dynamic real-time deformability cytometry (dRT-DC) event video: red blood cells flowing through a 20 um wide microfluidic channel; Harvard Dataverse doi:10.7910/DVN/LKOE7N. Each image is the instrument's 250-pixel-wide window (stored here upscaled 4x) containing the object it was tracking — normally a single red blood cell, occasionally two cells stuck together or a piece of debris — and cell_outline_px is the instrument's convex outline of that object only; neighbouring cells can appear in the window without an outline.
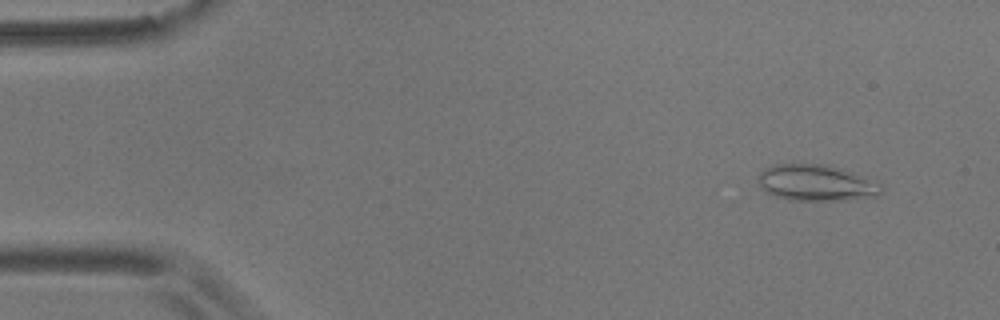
{"species": "common noctule bat (a hibernating species)", "species_latin": "Nyctalus noctula", "temperature_condition": "room temperature", "stored_images_in_passage": 55, "camera_frame_rate_fps": 3000, "um_per_image_px": 0.085, "animal": {"sex": "male", "body_mass_g": 17.9}, "frame": {"image": 1, "passage_image": 5, "time_ms": 1.333, "image_size_px": [1000, 320], "cell_outline_px": [[880, 192], [876, 196], [844, 200], [788, 200], [764, 192], [756, 180], [760, 172], [764, 168], [776, 164], [828, 164], [856, 172], [880, 184]], "centroid_in_image_um": [69.33, 15.53], "position_along_channel_um": 15.7, "area_um2": 26.18}}
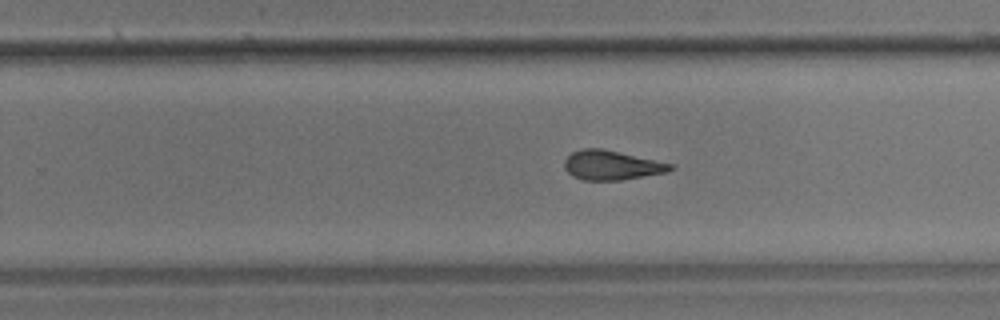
{"frame": {"image": 2, "passage_image": 35, "time_ms": 11.333, "image_size_px": [1000, 320], "cell_outline_px": [[676, 168], [668, 172], [620, 180], [584, 180], [572, 176], [564, 168], [564, 160], [572, 152], [584, 148], [600, 148], [676, 164]], "centroid_in_image_um": [52.02, 14.04], "position_along_channel_um": 277.8, "area_um2": 18.26}}
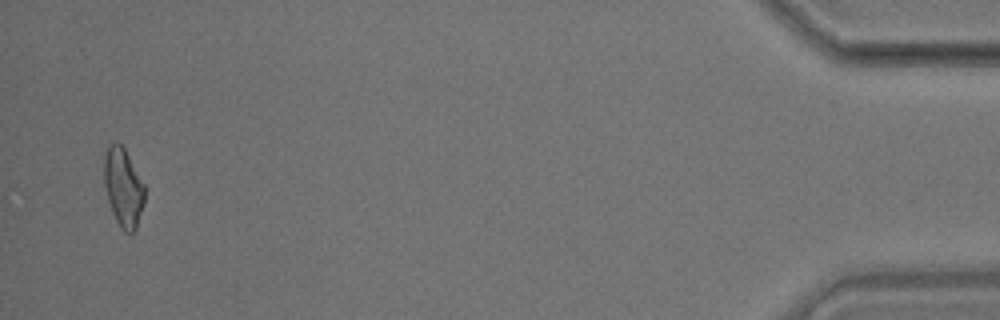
{"frame": {"image": 3, "passage_image": 54, "time_ms": 17.667, "image_size_px": [1000, 320], "cell_outline_px": [[144, 204], [136, 228], [132, 232], [124, 232], [120, 228], [112, 212], [108, 200], [104, 184], [104, 156], [108, 144], [116, 140], [124, 148], [144, 184]], "centroid_in_image_um": [10.46, 15.91], "position_along_channel_um": 424.7, "area_um2": 18.55}, "authors_computed_cell_mechanics": {"area_um2": 18.785, "velocity_mm_per_s": 3.6405, "shape_relaxation_time_tau1_ms": null, "shape_relaxation_time_tau2_ms": 2.7603, "deformation_change_tau1": null, "deformation_change_tau2": 0.1163}}